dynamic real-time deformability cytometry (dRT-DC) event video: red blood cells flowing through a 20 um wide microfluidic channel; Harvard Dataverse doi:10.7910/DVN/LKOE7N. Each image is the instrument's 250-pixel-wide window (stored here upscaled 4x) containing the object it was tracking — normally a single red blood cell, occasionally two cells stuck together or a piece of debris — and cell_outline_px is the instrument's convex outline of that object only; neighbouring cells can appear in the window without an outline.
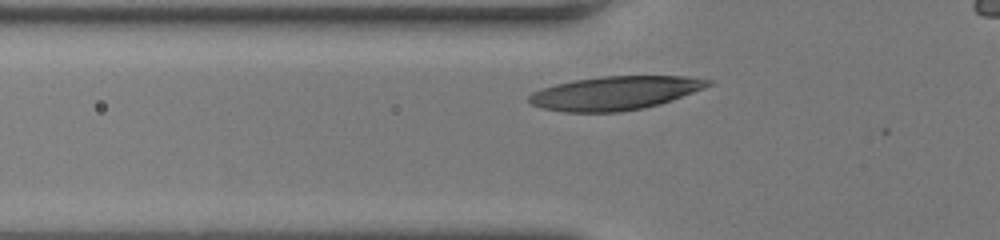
{"species": "human", "species_latin": "Homo sapiens", "temperature_condition": "room temperature", "stored_images_in_passage": 32, "camera_frame_rate_fps": 3000, "um_per_image_px": 0.085, "donor": {"sex": "female"}, "frame": {"image": 1, "passage_image": 6, "time_ms": 1.667, "image_size_px": [1000, 240], "cell_outline_px": [[716, 84], [672, 100], [660, 104], [644, 108], [620, 112], [564, 112], [540, 108], [532, 104], [528, 100], [528, 96], [532, 92], [556, 84], [576, 80], [604, 76], [684, 76], [712, 80]], "centroid_in_image_um": [52.31, 7.91], "position_along_channel_um": 73.5, "area_um2": 35.2}}
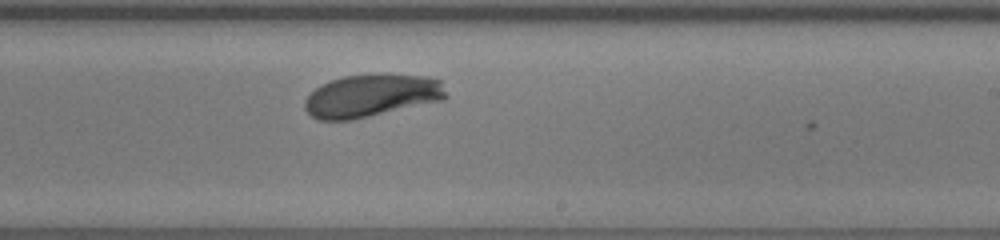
{"frame": {"image": 2, "passage_image": 21, "time_ms": 6.667, "image_size_px": [1000, 240], "cell_outline_px": [[448, 96], [444, 100], [352, 120], [320, 120], [312, 116], [304, 108], [304, 100], [320, 84], [344, 76], [376, 72], [420, 76], [440, 80]], "centroid_in_image_um": [31.58, 8.11], "position_along_channel_um": 257.4, "area_um2": 35.49}}
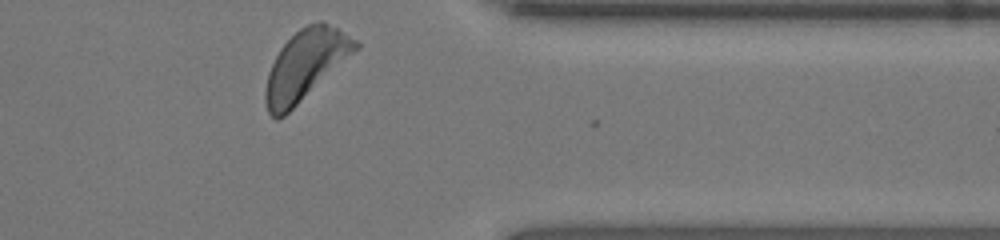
{"frame": {"image": 3, "passage_image": 32, "time_ms": 10.333, "image_size_px": [1000, 240], "cell_outline_px": [[360, 48], [284, 116], [276, 120], [268, 112], [264, 100], [264, 92], [268, 72], [280, 48], [300, 28], [308, 24], [320, 20], [336, 28], [356, 40], [360, 44]], "centroid_in_image_um": [25.95, 5.53], "position_along_channel_um": 385.4, "area_um2": 36.24}, "authors_computed_cell_mechanics": {"area_um2": 34.4777, "velocity_mm_per_s": 3.7056, "shape_relaxation_time_tau1_ms": 2.6769, "shape_relaxation_time_tau2_ms": null, "deformation_change_tau1": 0.1305, "deformation_change_tau2": null}}